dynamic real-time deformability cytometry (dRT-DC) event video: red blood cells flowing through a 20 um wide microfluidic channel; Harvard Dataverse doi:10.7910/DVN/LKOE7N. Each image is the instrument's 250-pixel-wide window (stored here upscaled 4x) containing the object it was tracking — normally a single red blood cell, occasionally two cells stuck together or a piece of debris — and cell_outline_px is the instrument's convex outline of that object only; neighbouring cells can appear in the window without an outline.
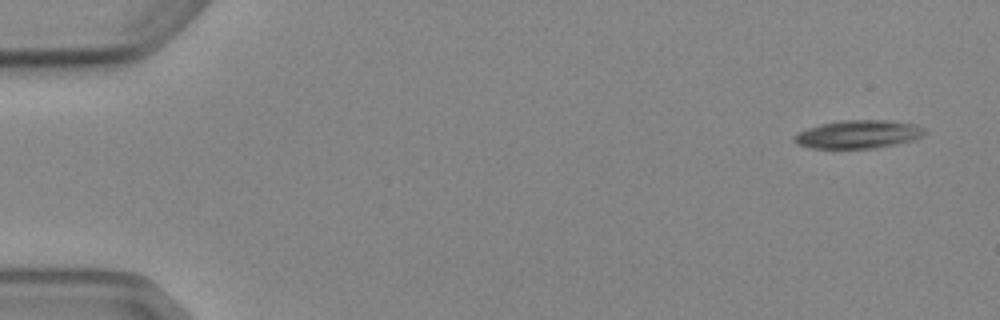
{"species": "Egyptian fruit bat (a non-hibernating species)", "species_latin": "Rousettus aegyptiacus", "temperature_condition": "cold", "stored_images_in_passage": 4, "camera_frame_rate_fps": 3000, "um_per_image_px": 0.085, "animal": {"sex": "female"}, "frame": {"image": 1, "passage_image": 1, "time_ms": 0.0, "image_size_px": [1000, 320], "cell_outline_px": [[928, 132], [924, 136], [912, 140], [872, 148], [812, 148], [796, 144], [792, 140], [792, 136], [796, 132], [820, 124], [840, 120], [888, 120], [916, 124], [924, 128]], "centroid_in_image_um": [72.92, 11.4], "position_along_channel_um": 12.1, "area_um2": 21.56}}